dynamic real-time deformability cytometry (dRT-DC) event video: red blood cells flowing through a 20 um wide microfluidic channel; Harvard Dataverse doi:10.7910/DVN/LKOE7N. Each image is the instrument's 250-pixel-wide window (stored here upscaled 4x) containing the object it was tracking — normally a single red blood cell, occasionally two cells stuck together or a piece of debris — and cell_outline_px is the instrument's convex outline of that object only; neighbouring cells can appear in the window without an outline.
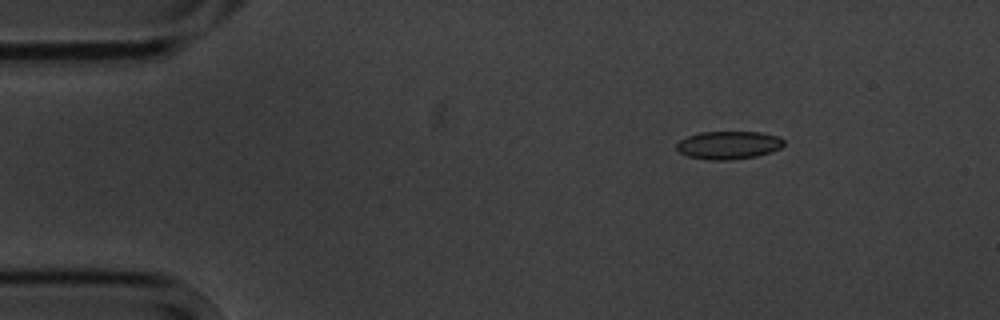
{"species": "common noctule bat (a hibernating species)", "species_latin": "Nyctalus noctula", "temperature_condition": "cold", "stored_images_in_passage": 6, "camera_frame_rate_fps": 3000, "um_per_image_px": 0.085, "animal": {"sex": "male", "body_mass_g": 20.1, "forearm_length_mm": 53.5}, "frame": {"image": 1, "passage_image": 2, "time_ms": 1.333, "image_size_px": [1000, 320], "cell_outline_px": [[784, 144], [780, 148], [772, 152], [756, 156], [728, 160], [708, 160], [688, 156], [680, 152], [676, 148], [676, 144], [680, 140], [688, 136], [700, 132], [760, 132], [776, 136], [784, 140]], "centroid_in_image_um": [61.92, 12.33], "position_along_channel_um": 23.1, "area_um2": 17.46}}
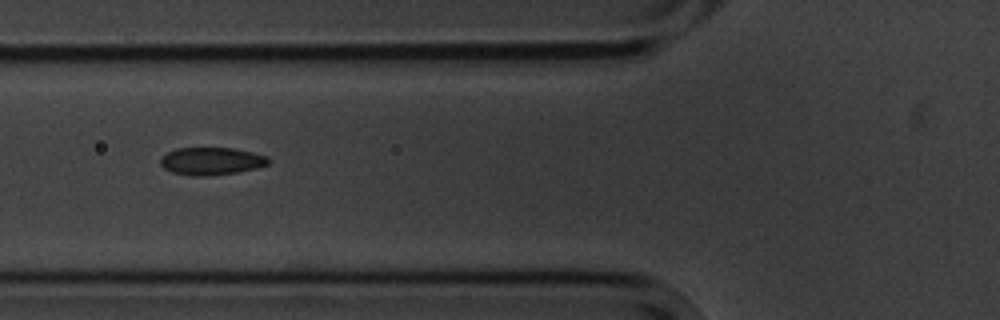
{"frame": {"image": 2, "passage_image": 6, "time_ms": 5.667, "image_size_px": [1000, 320], "cell_outline_px": [[272, 160], [268, 164], [256, 168], [240, 172], [208, 176], [192, 176], [172, 172], [164, 168], [160, 164], [160, 156], [176, 148], [232, 148], [252, 152], [268, 156]], "centroid_in_image_um": [17.97, 13.7], "position_along_channel_um": 107.8, "area_um2": 17.57}}